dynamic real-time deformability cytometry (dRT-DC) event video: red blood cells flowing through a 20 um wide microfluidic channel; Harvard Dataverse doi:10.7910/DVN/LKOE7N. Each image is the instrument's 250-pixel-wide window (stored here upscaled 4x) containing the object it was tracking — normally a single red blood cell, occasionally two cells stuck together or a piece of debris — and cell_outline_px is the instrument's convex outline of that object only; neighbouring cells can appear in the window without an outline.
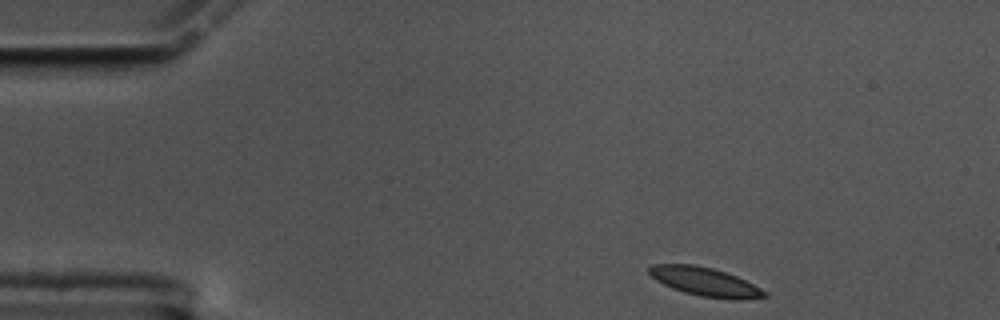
{"species": "common noctule bat (a hibernating species)", "species_latin": "Nyctalus noctula", "temperature_condition": "cold", "stored_images_in_passage": 45, "camera_frame_rate_fps": 3000, "um_per_image_px": 0.085, "animal": {"sex": "male", "body_mass_g": 17.5, "forearm_length_mm": 52.3}, "frame": {"image": 1, "passage_image": 1, "time_ms": 0.0, "image_size_px": [1000, 320], "cell_outline_px": [[768, 296], [700, 296], [684, 292], [672, 288], [656, 280], [648, 272], [648, 268], [652, 264], [692, 264], [712, 268], [736, 276], [768, 292]], "centroid_in_image_um": [59.77, 23.88], "position_along_channel_um": 25.2, "area_um2": 18.09}}
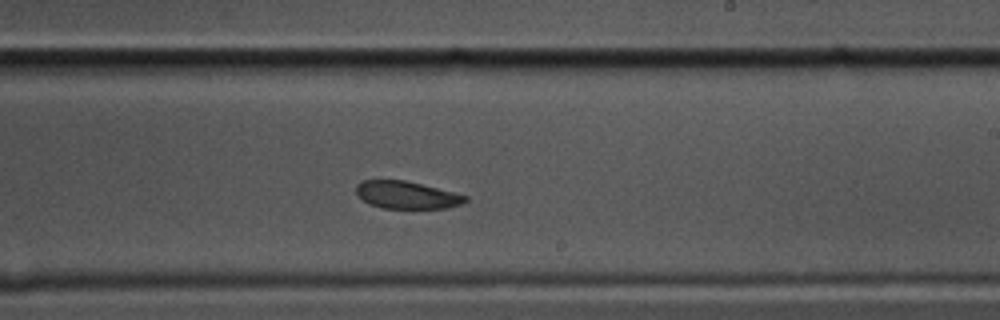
{"frame": {"image": 2, "passage_image": 27, "time_ms": 8.667, "image_size_px": [1000, 320], "cell_outline_px": [[468, 200], [460, 204], [448, 208], [384, 208], [368, 204], [356, 192], [356, 184], [360, 180], [404, 180], [468, 196]], "centroid_in_image_um": [34.54, 16.57], "position_along_channel_um": 254.5, "area_um2": 17.28}}
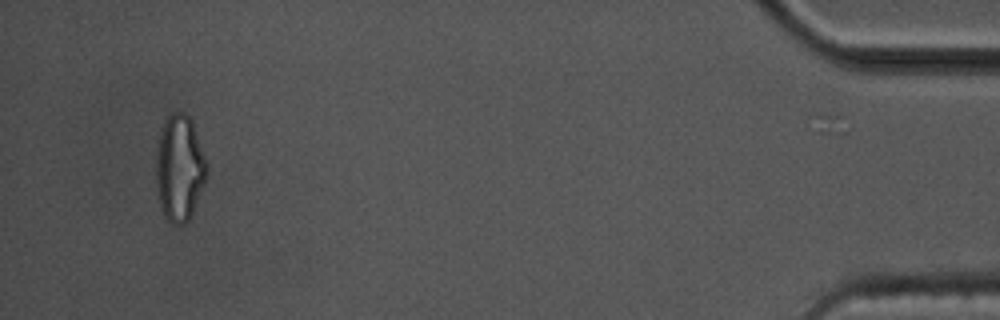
{"frame": {"image": 3, "passage_image": 42, "time_ms": 13.667, "image_size_px": [1000, 320], "cell_outline_px": [[208, 172], [192, 212], [188, 220], [184, 224], [172, 224], [164, 216], [160, 208], [156, 188], [156, 152], [160, 128], [164, 120], [172, 112], [184, 112], [192, 120], [208, 164]], "centroid_in_image_um": [15.24, 14.26], "position_along_channel_um": 420.0, "area_um2": 31.67}, "authors_computed_cell_mechanics": {"area_um2": 19.3052, "velocity_mm_per_s": 3.4507, "shape_relaxation_time_tau1_ms": 1.7856, "shape_relaxation_time_tau2_ms": 3.3353, "deformation_change_tau1": 0.0733, "deformation_change_tau2": 0.0771}}